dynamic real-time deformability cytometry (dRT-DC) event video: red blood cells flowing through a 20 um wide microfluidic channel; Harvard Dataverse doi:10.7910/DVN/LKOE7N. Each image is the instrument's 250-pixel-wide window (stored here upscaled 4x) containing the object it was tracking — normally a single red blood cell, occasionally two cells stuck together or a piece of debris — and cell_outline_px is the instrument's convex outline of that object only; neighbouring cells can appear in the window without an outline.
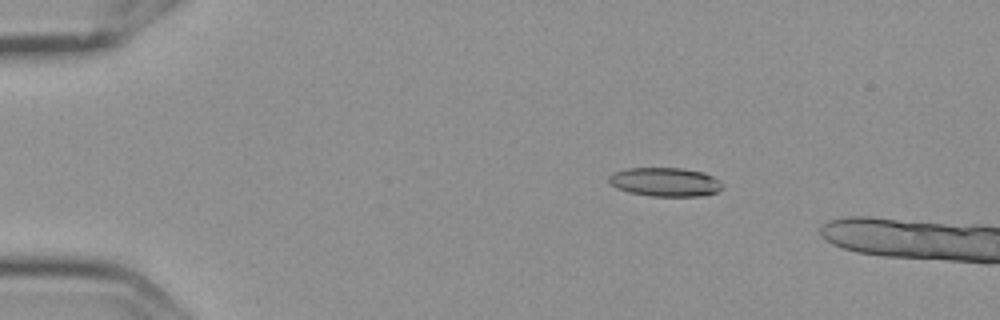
{"species": "Egyptian fruit bat (a non-hibernating species)", "species_latin": "Rousettus aegyptiacus", "temperature_condition": "cold", "stored_images_in_passage": 4, "camera_frame_rate_fps": 3000, "um_per_image_px": 0.085, "frame": {"image": 1, "passage_image": 2, "time_ms": 0.333, "image_size_px": [1000, 320], "cell_outline_px": [[724, 188], [716, 192], [700, 196], [652, 196], [628, 192], [616, 188], [608, 180], [608, 176], [612, 172], [624, 168], [684, 168], [704, 172], [720, 180], [724, 184]], "centroid_in_image_um": [56.54, 15.46], "position_along_channel_um": 28.5, "area_um2": 19.36}}